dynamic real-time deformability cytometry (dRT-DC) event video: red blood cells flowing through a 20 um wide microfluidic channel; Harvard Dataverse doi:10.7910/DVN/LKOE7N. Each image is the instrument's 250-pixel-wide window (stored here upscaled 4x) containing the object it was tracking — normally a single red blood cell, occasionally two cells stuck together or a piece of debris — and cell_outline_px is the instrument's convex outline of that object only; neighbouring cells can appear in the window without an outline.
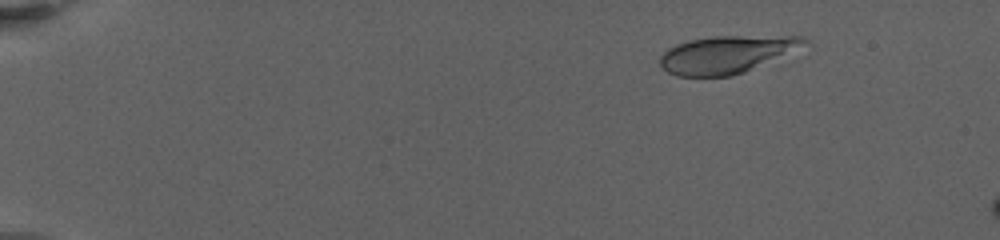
{"species": "human", "species_latin": "Homo sapiens", "temperature_condition": "warm", "stored_images_in_passage": 104, "camera_frame_rate_fps": 3000, "um_per_image_px": 0.085, "donor": {"sex": "female"}, "frame": {"image": 1, "passage_image": 3, "time_ms": 0.333, "image_size_px": [1000, 240], "cell_outline_px": [[804, 40], [744, 72], [732, 76], [676, 76], [660, 68], [660, 56], [668, 48], [676, 44], [692, 40], [712, 36], [804, 36]], "centroid_in_image_um": [61.47, 4.64], "position_along_channel_um": 23.5, "area_um2": 29.82}}
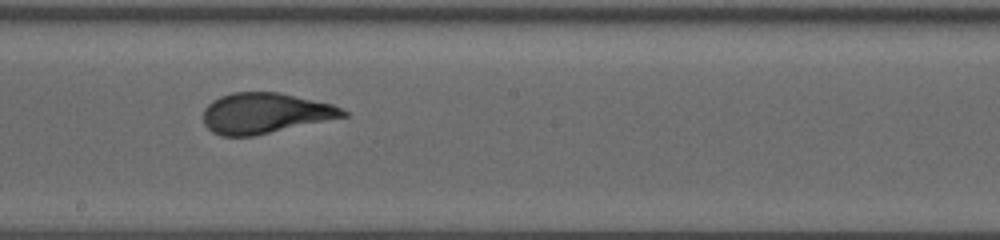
{"frame": {"image": 2, "passage_image": 48, "time_ms": 10.667, "image_size_px": [1000, 240], "cell_outline_px": [[348, 116], [252, 136], [220, 136], [212, 132], [204, 124], [204, 108], [212, 100], [220, 96], [232, 92], [280, 92], [332, 104], [348, 112]], "centroid_in_image_um": [22.51, 9.61], "position_along_channel_um": 225.7, "area_um2": 32.95}}
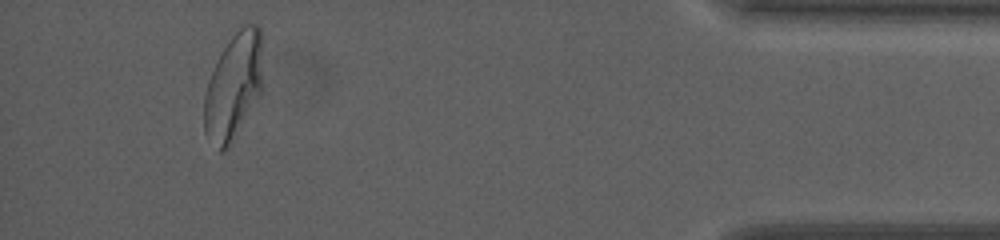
{"frame": {"image": 3, "passage_image": 90, "time_ms": 18.333, "image_size_px": [1000, 240], "cell_outline_px": [[260, 96], [228, 148], [224, 152], [220, 152], [204, 132], [204, 96], [208, 80], [224, 48], [232, 36], [244, 24], [256, 24], [260, 28]], "centroid_in_image_um": [19.81, 7.4], "position_along_channel_um": 415.4, "area_um2": 35.55}, "authors_computed_cell_mechanics": {"area_um2": 33.4084, "velocity_mm_per_s": 3.1483, "shape_relaxation_time_tau1_ms": 5.4988, "shape_relaxation_time_tau2_ms": null, "deformation_change_tau1": 0.2351, "deformation_change_tau2": null}}